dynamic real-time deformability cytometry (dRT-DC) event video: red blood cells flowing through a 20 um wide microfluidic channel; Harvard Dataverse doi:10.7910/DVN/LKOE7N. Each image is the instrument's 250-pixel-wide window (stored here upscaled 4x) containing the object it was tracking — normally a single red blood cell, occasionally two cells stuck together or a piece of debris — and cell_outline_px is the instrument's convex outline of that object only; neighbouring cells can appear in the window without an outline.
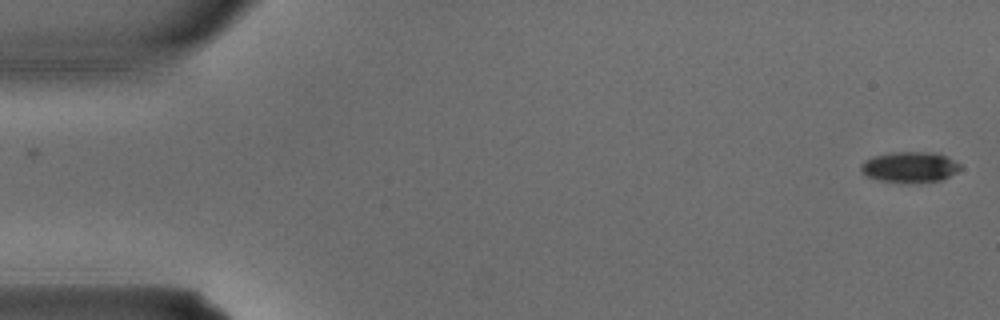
{"species": "common noctule bat (a hibernating species)", "species_latin": "Nyctalus noctula", "temperature_condition": "warm", "stored_images_in_passage": 2, "camera_frame_rate_fps": 3000, "um_per_image_px": 0.085, "animal": {"sex": "male", "body_mass_g": 15.6}, "frame": {"image": 1, "passage_image": 2, "time_ms": 0.333, "image_size_px": [1000, 320], "cell_outline_px": [[960, 168], [956, 172], [940, 180], [908, 184], [904, 184], [880, 180], [864, 176], [860, 172], [860, 164], [864, 160], [872, 156], [896, 152], [932, 152], [944, 156], [960, 164]], "centroid_in_image_um": [77.24, 14.22], "position_along_channel_um": 7.8, "area_um2": 17.92}}